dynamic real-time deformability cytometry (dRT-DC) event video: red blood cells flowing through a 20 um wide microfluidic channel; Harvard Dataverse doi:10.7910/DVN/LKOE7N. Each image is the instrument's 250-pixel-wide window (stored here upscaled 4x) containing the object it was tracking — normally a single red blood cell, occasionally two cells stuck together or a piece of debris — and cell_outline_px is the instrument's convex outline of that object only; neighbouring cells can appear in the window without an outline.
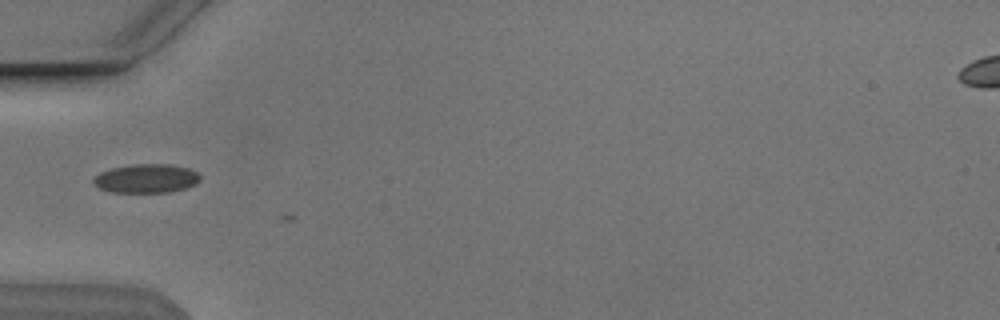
{"species": "Egyptian fruit bat (a non-hibernating species)", "species_latin": "Rousettus aegyptiacus", "temperature_condition": "cold", "stored_images_in_passage": 3, "camera_frame_rate_fps": 3000, "um_per_image_px": 0.085, "animal": {"sex": "male"}, "frame": {"image": 1, "passage_image": 2, "time_ms": 0.333, "image_size_px": [1000, 320], "cell_outline_px": [[200, 180], [196, 184], [184, 188], [168, 192], [112, 192], [100, 188], [92, 184], [92, 180], [100, 172], [112, 168], [132, 164], [168, 164], [188, 168], [196, 172], [200, 176]], "centroid_in_image_um": [12.42, 15.17], "position_along_channel_um": 72.6, "area_um2": 17.86}}